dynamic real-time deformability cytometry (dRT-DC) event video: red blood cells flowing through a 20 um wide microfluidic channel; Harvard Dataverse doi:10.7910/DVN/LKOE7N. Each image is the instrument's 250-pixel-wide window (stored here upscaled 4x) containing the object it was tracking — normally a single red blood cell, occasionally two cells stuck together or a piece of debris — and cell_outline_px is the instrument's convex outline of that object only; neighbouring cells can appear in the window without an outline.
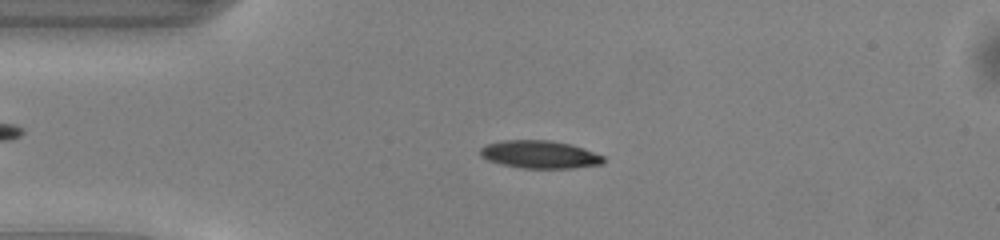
{"species": "common noctule bat (a hibernating species)", "species_latin": "Nyctalus noctula", "temperature_condition": "warm", "stored_images_in_passage": 48, "camera_frame_rate_fps": 3000, "um_per_image_px": 0.085, "animal": {"sex": "male", "body_mass_g": 13.0, "forearm_length_mm": 53.1}, "frame": {"image": 1, "passage_image": 10, "time_ms": 3.0, "image_size_px": [1000, 240], "cell_outline_px": [[604, 164], [572, 168], [520, 168], [500, 164], [488, 160], [480, 156], [480, 148], [488, 144], [504, 140], [548, 140], [568, 144], [584, 148], [604, 156]], "centroid_in_image_um": [45.88, 13.14], "position_along_channel_um": 39.1, "area_um2": 19.94}}
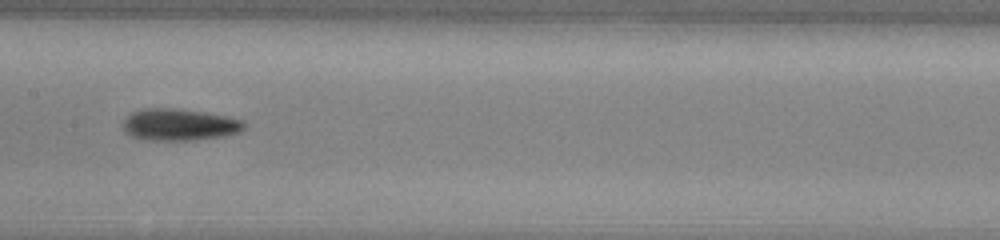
{"frame": {"image": 2, "passage_image": 23, "time_ms": 7.333, "image_size_px": [1000, 240], "cell_outline_px": [[248, 128], [240, 132], [224, 136], [196, 140], [140, 140], [124, 132], [120, 124], [132, 112], [140, 108], [180, 108], [208, 112], [228, 116], [244, 120], [248, 124]], "centroid_in_image_um": [15.28, 10.59], "position_along_channel_um": 192.1, "area_um2": 23.29}}
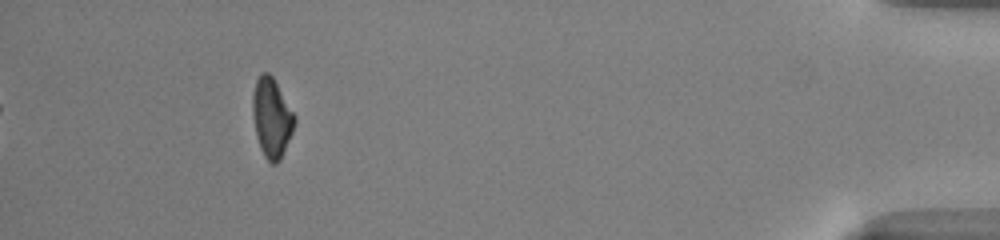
{"frame": {"image": 3, "passage_image": 44, "time_ms": 14.333, "image_size_px": [1000, 240], "cell_outline_px": [[296, 120], [292, 132], [280, 160], [276, 164], [272, 164], [264, 156], [260, 148], [256, 136], [252, 116], [252, 92], [256, 80], [260, 72], [268, 72], [272, 76], [296, 116]], "centroid_in_image_um": [23.07, 9.99], "position_along_channel_um": 412.1, "area_um2": 19.48}, "authors_computed_cell_mechanics": {"area_um2": 20.4034, "velocity_mm_per_s": 4.1321, "shape_relaxation_time_tau1_ms": 2.7977, "shape_relaxation_time_tau2_ms": null, "deformation_change_tau1": 0.1317, "deformation_change_tau2": null}}